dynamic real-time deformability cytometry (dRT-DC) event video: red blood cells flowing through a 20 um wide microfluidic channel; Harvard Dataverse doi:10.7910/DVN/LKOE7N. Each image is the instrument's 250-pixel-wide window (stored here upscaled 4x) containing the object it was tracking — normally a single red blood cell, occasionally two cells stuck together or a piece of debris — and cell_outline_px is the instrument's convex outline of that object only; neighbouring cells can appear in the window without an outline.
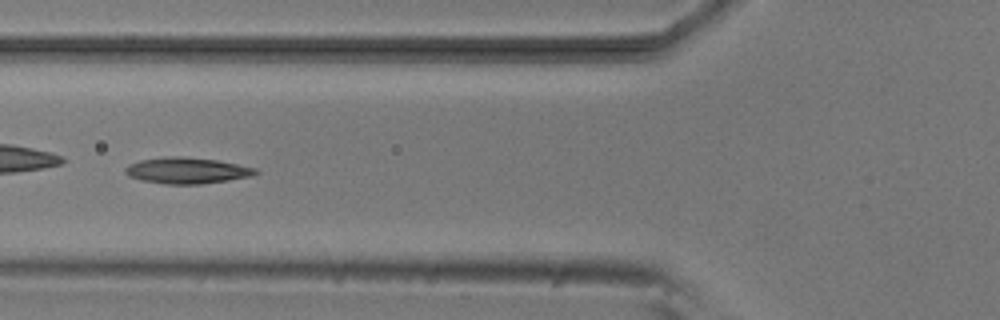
{"species": "common noctule bat (a hibernating species)", "species_latin": "Nyctalus noctula", "temperature_condition": "room temperature", "stored_images_in_passage": 37, "camera_frame_rate_fps": 3000, "um_per_image_px": 0.085, "animal": {"sex": "male", "body_mass_g": 20.5, "forearm_length_mm": 52.5}, "frame": {"image": 1, "passage_image": 5, "time_ms": 1.333, "image_size_px": [1000, 320], "cell_outline_px": [[260, 172], [252, 176], [228, 180], [200, 184], [164, 184], [140, 180], [128, 176], [124, 172], [124, 168], [128, 164], [140, 160], [168, 156], [180, 156], [216, 160], [256, 168]], "centroid_in_image_um": [15.85, 14.5], "position_along_channel_um": 109.9, "area_um2": 19.88}}
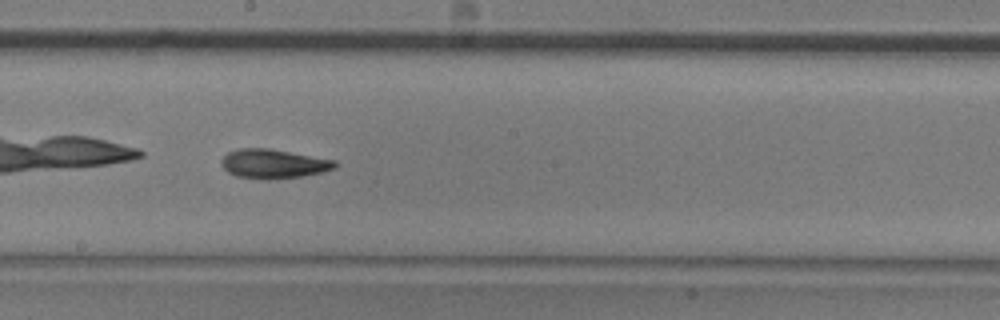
{"frame": {"image": 2, "passage_image": 14, "time_ms": 4.333, "image_size_px": [1000, 320], "cell_outline_px": [[336, 168], [320, 172], [300, 176], [268, 180], [264, 180], [236, 176], [228, 172], [220, 164], [220, 160], [228, 152], [236, 148], [268, 148], [336, 160]], "centroid_in_image_um": [23.2, 13.92], "position_along_channel_um": 225.0, "area_um2": 19.36}}
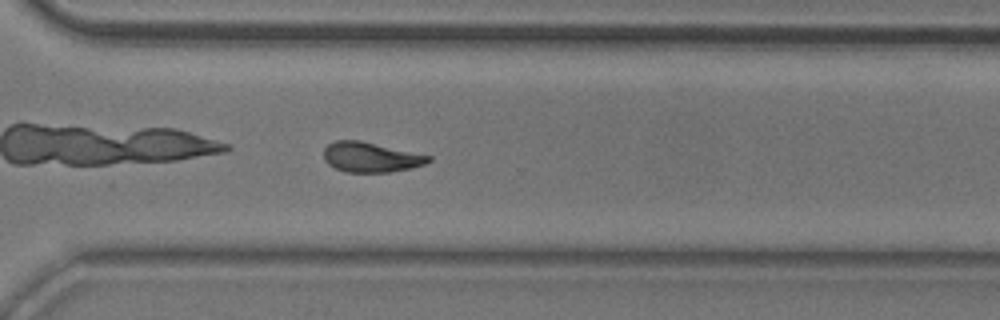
{"frame": {"image": 3, "passage_image": 23, "time_ms": 7.333, "image_size_px": [1000, 320], "cell_outline_px": [[432, 160], [424, 164], [412, 168], [388, 172], [348, 172], [336, 168], [328, 164], [324, 160], [324, 148], [328, 144], [336, 140], [360, 140], [432, 156]], "centroid_in_image_um": [31.52, 13.35], "position_along_channel_um": 339.1, "area_um2": 18.26}}